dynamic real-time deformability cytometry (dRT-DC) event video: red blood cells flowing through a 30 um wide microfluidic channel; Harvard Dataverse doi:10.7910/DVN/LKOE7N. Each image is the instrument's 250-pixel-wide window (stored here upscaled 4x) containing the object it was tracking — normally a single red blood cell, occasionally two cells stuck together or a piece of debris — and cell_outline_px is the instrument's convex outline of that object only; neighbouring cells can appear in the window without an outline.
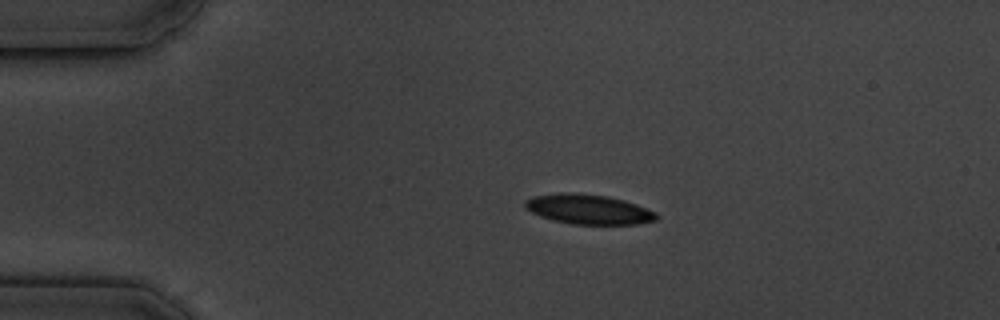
{"species": "common noctule bat (a hibernating species)", "species_latin": "Nyctalus noctula", "temperature_condition": "cold", "stored_images_in_passage": 9, "camera_frame_rate_fps": 3000, "um_per_image_px": 0.085, "animal": {"sex": "male", "body_mass_g": 19.5, "forearm_length_mm": 54.6}, "frame": {"image": 1, "passage_image": 1, "time_ms": 0.0, "image_size_px": [1000, 320], "cell_outline_px": [[660, 216], [656, 220], [640, 224], [572, 224], [552, 220], [540, 216], [524, 208], [524, 200], [532, 196], [556, 192], [572, 192], [608, 196], [624, 200], [636, 204], [656, 212]], "centroid_in_image_um": [50.0, 17.78], "position_along_channel_um": 35.0, "area_um2": 23.12}}
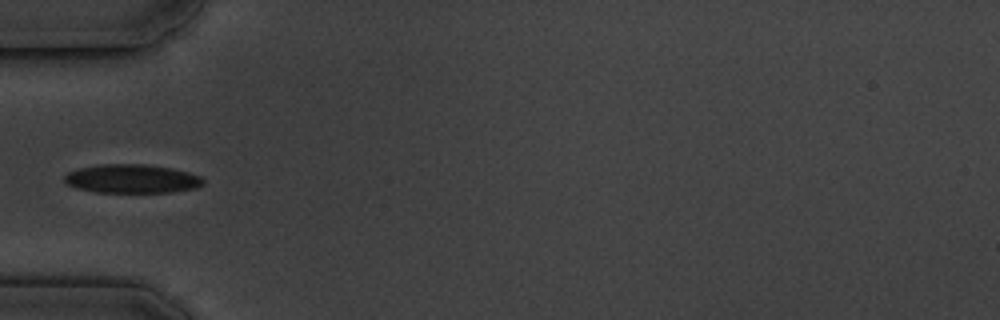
{"frame": {"image": 2, "passage_image": 3, "time_ms": 2.333, "image_size_px": [1000, 320], "cell_outline_px": [[204, 184], [196, 188], [172, 192], [96, 192], [76, 188], [64, 184], [64, 176], [68, 172], [80, 168], [100, 164], [144, 164], [172, 168], [188, 172], [200, 176], [204, 180]], "centroid_in_image_um": [11.2, 15.19], "position_along_channel_um": 73.8, "area_um2": 23.35}}